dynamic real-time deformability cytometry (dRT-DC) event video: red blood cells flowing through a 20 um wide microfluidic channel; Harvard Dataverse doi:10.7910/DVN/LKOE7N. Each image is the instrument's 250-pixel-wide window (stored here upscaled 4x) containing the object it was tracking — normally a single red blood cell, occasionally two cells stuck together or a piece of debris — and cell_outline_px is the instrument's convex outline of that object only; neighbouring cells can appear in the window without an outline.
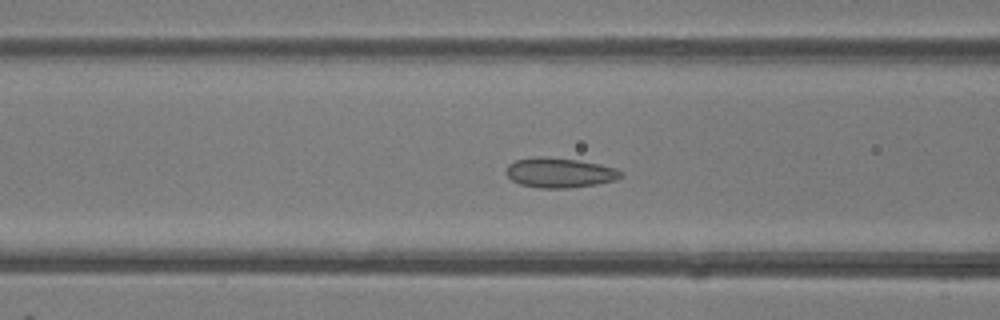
{"species": "common noctule bat (a hibernating species)", "species_latin": "Nyctalus noctula", "temperature_condition": "room temperature", "stored_images_in_passage": 45, "camera_frame_rate_fps": 3000, "um_per_image_px": 0.085, "animal": {"sex": "female"}, "frame": {"image": 1, "passage_image": 14, "time_ms": 4.333, "image_size_px": [1000, 320], "cell_outline_px": [[624, 172], [616, 180], [596, 184], [568, 188], [540, 188], [520, 184], [512, 180], [504, 172], [508, 164], [516, 160], [540, 156], [544, 156], [576, 160], [600, 164], [616, 168]], "centroid_in_image_um": [47.55, 14.68], "position_along_channel_um": 119.0, "area_um2": 19.94}}
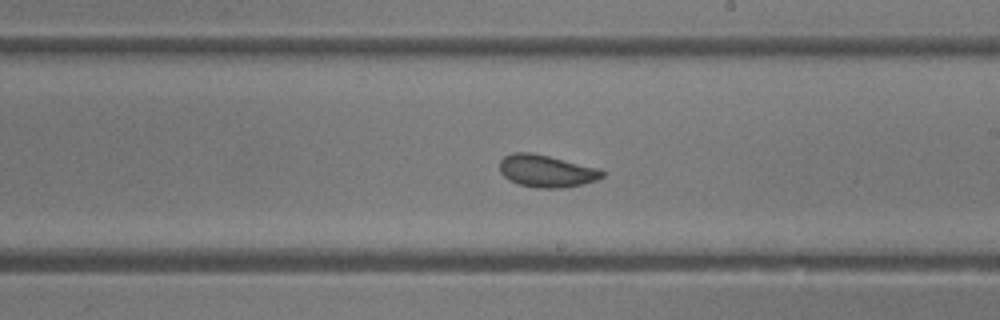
{"frame": {"image": 2, "passage_image": 23, "time_ms": 7.333, "image_size_px": [1000, 320], "cell_outline_px": [[604, 176], [596, 180], [580, 184], [560, 188], [536, 188], [520, 184], [508, 180], [500, 172], [500, 160], [504, 156], [512, 152], [532, 152], [600, 168], [604, 172]], "centroid_in_image_um": [46.43, 14.52], "position_along_channel_um": 242.6, "area_um2": 19.31}}
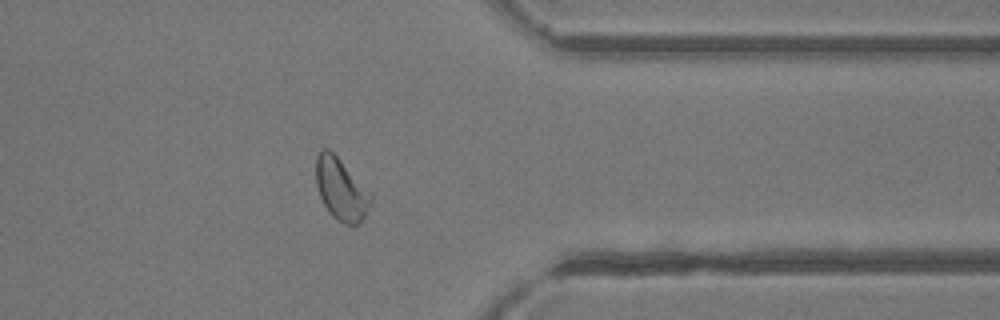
{"frame": {"image": 3, "passage_image": 34, "time_ms": 11.0, "image_size_px": [1000, 320], "cell_outline_px": [[372, 200], [360, 224], [356, 228], [344, 224], [336, 220], [328, 212], [320, 196], [316, 184], [316, 156], [320, 148], [328, 148], [372, 192]], "centroid_in_image_um": [29.0, 16.12], "position_along_channel_um": 382.4, "area_um2": 20.11}}